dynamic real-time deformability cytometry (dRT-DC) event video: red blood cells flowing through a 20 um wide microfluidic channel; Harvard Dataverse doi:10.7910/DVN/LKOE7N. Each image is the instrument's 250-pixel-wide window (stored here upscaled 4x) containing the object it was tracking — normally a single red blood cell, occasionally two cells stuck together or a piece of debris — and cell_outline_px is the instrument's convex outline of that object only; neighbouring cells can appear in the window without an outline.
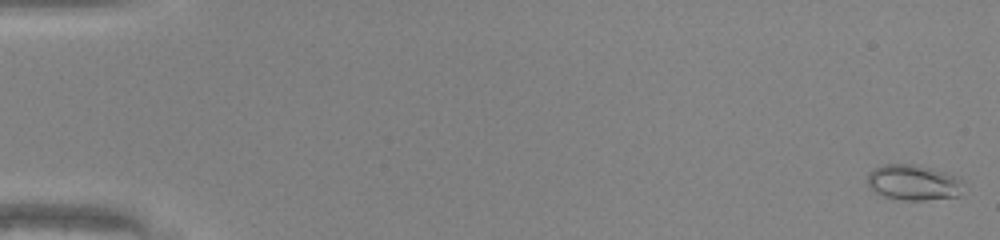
{"species": "common noctule bat (a hibernating species)", "species_latin": "Nyctalus noctula", "temperature_condition": "warm", "stored_images_in_passage": 50, "camera_frame_rate_fps": 3000, "um_per_image_px": 0.085, "animal": {"sex": "male", "body_mass_g": 20.0, "forearm_length_mm": 53.3}, "frame": {"image": 1, "passage_image": 1, "time_ms": 0.0, "image_size_px": [1000, 240], "cell_outline_px": [[960, 192], [956, 196], [924, 200], [904, 200], [884, 196], [876, 192], [868, 184], [868, 172], [884, 164], [912, 164], [932, 168], [960, 176]], "centroid_in_image_um": [77.63, 15.49], "position_along_channel_um": 7.4, "area_um2": 19.59}}
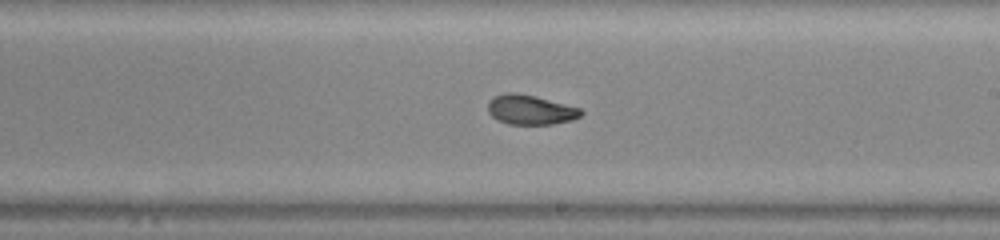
{"frame": {"image": 2, "passage_image": 30, "time_ms": 9.667, "image_size_px": [1000, 240], "cell_outline_px": [[584, 112], [580, 116], [572, 120], [552, 124], [508, 124], [496, 120], [488, 112], [488, 100], [504, 92], [516, 92], [536, 96], [580, 108]], "centroid_in_image_um": [45.06, 9.32], "position_along_channel_um": 243.9, "area_um2": 16.18}}
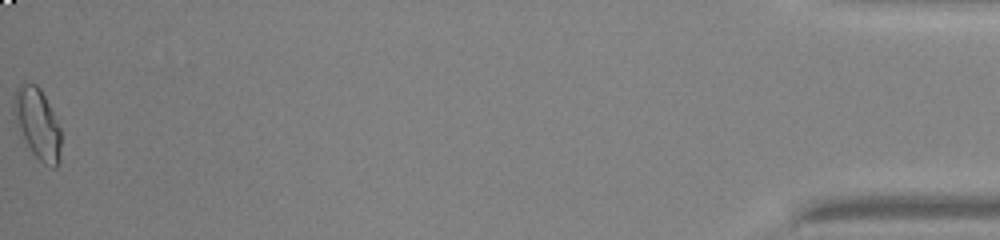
{"frame": {"image": 3, "passage_image": 50, "time_ms": 16.333, "image_size_px": [1000, 240], "cell_outline_px": [[60, 160], [56, 168], [52, 168], [44, 164], [32, 152], [16, 128], [12, 112], [12, 104], [16, 88], [20, 84], [36, 84], [40, 88], [60, 128]], "centroid_in_image_um": [3.14, 10.53], "position_along_channel_um": 432.1, "area_um2": 19.48}, "authors_computed_cell_mechanics": {"area_um2": 16.7909, "velocity_mm_per_s": 4.2386, "shape_relaxation_time_tau1_ms": null, "shape_relaxation_time_tau2_ms": 1.1825, "deformation_change_tau1": null, "deformation_change_tau2": 0.0637}}